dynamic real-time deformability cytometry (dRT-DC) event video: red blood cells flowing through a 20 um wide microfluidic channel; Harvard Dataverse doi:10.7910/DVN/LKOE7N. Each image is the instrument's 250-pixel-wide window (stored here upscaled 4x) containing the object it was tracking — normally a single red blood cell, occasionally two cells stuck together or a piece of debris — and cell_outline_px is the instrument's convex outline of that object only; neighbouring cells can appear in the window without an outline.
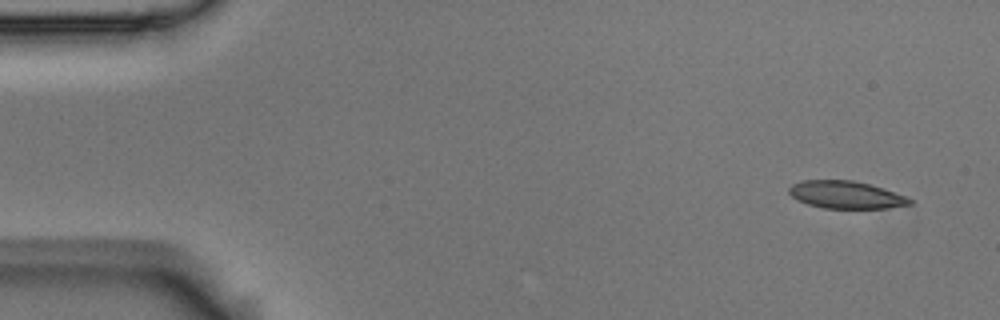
{"species": "Egyptian fruit bat (a non-hibernating species)", "species_latin": "Rousettus aegyptiacus", "temperature_condition": "room temperature", "stored_images_in_passage": 5, "camera_frame_rate_fps": 3000, "um_per_image_px": 0.085, "animal": {"sex": "male"}, "frame": {"image": 1, "passage_image": 1, "time_ms": 0.0, "image_size_px": [1000, 320], "cell_outline_px": [[912, 204], [888, 208], [824, 208], [808, 204], [792, 196], [788, 192], [788, 188], [792, 184], [800, 180], [852, 180], [884, 188], [908, 196], [912, 200]], "centroid_in_image_um": [71.93, 16.55], "position_along_channel_um": 13.1, "area_um2": 19.36}}
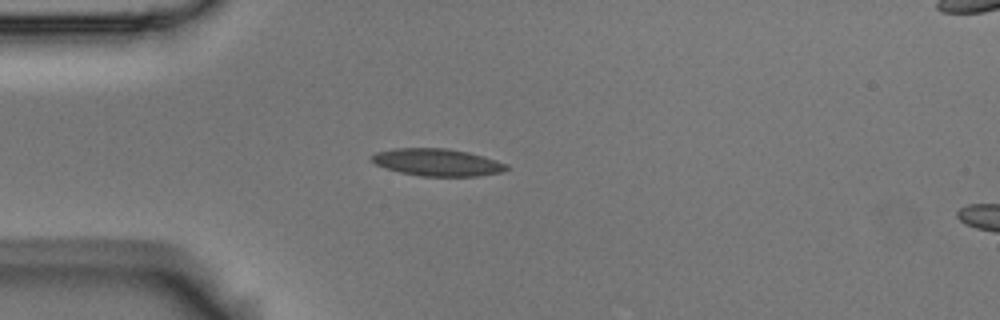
{"frame": {"image": 2, "passage_image": 4, "time_ms": 1.0, "image_size_px": [1000, 320], "cell_outline_px": [[508, 168], [500, 172], [476, 176], [420, 176], [400, 172], [384, 168], [376, 164], [372, 160], [372, 156], [376, 152], [392, 148], [448, 148], [468, 152], [484, 156], [508, 164]], "centroid_in_image_um": [37.16, 13.79], "position_along_channel_um": 47.8, "area_um2": 21.39}}